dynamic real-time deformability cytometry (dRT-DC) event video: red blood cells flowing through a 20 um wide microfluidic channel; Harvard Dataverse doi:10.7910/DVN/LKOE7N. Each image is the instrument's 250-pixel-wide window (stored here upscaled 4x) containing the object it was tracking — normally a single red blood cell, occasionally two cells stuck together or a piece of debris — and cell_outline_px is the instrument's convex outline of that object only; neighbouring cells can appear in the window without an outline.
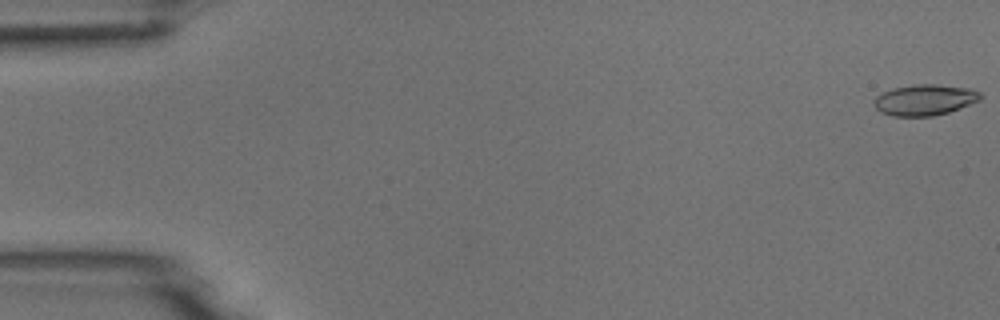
{"species": "common noctule bat (a hibernating species)", "species_latin": "Nyctalus noctula", "temperature_condition": "room temperature", "stored_images_in_passage": 54, "camera_frame_rate_fps": 3000, "um_per_image_px": 0.085, "animal": {"sex": "male", "body_mass_g": 18.8}, "frame": {"image": 1, "passage_image": 1, "time_ms": 0.0, "image_size_px": [1000, 320], "cell_outline_px": [[984, 96], [980, 100], [960, 108], [948, 112], [932, 116], [892, 116], [880, 112], [876, 108], [872, 100], [876, 96], [892, 88], [920, 84], [936, 84], [972, 88], [980, 92]], "centroid_in_image_um": [78.62, 8.49], "position_along_channel_um": 6.4, "area_um2": 19.31}}
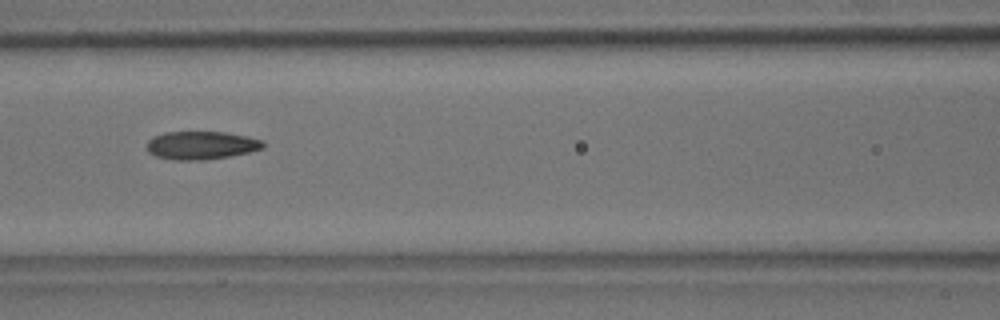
{"frame": {"image": 2, "passage_image": 24, "time_ms": 7.667, "image_size_px": [1000, 320], "cell_outline_px": [[264, 148], [248, 152], [228, 156], [204, 160], [172, 160], [156, 156], [148, 152], [148, 140], [152, 136], [164, 132], [224, 132], [248, 136], [264, 140]], "centroid_in_image_um": [17.1, 12.34], "position_along_channel_um": 149.5, "area_um2": 19.13}}
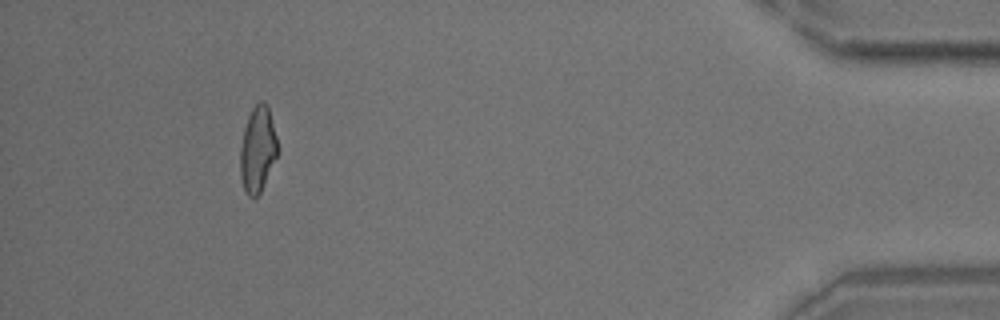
{"frame": {"image": 3, "passage_image": 50, "time_ms": 16.333, "image_size_px": [1000, 320], "cell_outline_px": [[280, 152], [260, 192], [256, 196], [248, 196], [244, 192], [240, 176], [240, 148], [244, 128], [248, 116], [252, 108], [260, 100], [264, 100], [268, 104], [280, 148]], "centroid_in_image_um": [21.93, 12.67], "position_along_channel_um": 413.3, "area_um2": 19.19}}